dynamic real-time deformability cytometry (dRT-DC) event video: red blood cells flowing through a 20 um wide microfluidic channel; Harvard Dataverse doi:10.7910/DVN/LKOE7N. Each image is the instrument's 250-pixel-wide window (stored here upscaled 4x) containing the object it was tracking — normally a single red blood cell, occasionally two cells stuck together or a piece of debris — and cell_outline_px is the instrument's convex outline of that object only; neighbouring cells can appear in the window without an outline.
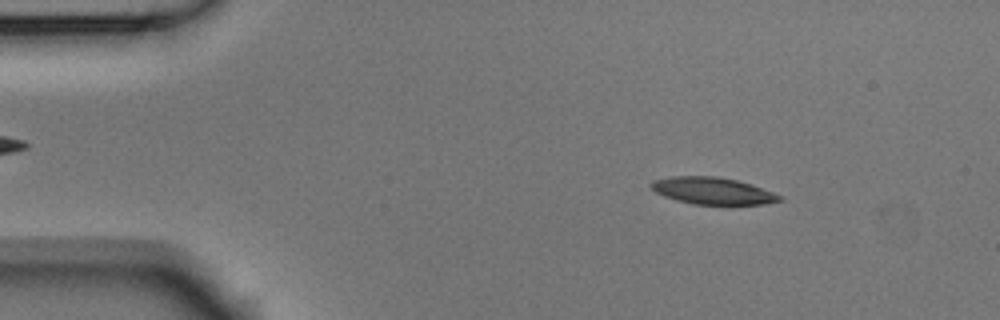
{"species": "Egyptian fruit bat (a non-hibernating species)", "species_latin": "Rousettus aegyptiacus", "temperature_condition": "room temperature", "stored_images_in_passage": 53, "camera_frame_rate_fps": 3000, "um_per_image_px": 0.085, "animal": {"sex": "male"}, "frame": {"image": 1, "passage_image": 7, "time_ms": 2.0, "image_size_px": [1000, 320], "cell_outline_px": [[784, 200], [764, 204], [692, 204], [676, 200], [664, 196], [656, 192], [648, 184], [652, 180], [672, 176], [716, 176], [736, 180], [784, 196]], "centroid_in_image_um": [60.54, 16.22], "position_along_channel_um": 24.5, "area_um2": 20.06}}
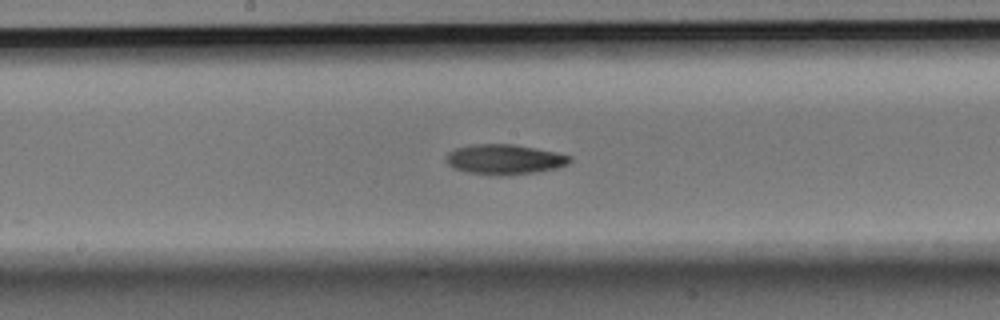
{"frame": {"image": 2, "passage_image": 27, "time_ms": 8.667, "image_size_px": [1000, 320], "cell_outline_px": [[572, 160], [568, 164], [560, 168], [508, 176], [500, 176], [468, 172], [452, 168], [448, 164], [448, 152], [456, 148], [472, 144], [512, 144], [556, 152], [572, 156]], "centroid_in_image_um": [42.92, 13.56], "position_along_channel_um": 205.3, "area_um2": 21.73}}
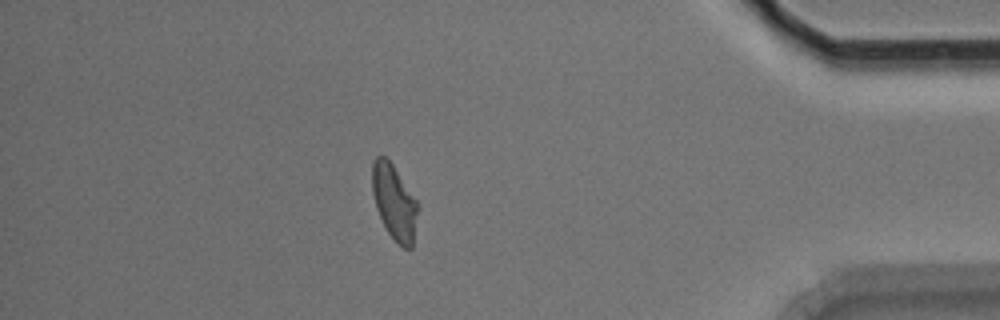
{"frame": {"image": 3, "passage_image": 46, "time_ms": 15.0, "image_size_px": [1000, 320], "cell_outline_px": [[416, 212], [412, 248], [404, 248], [388, 232], [376, 208], [372, 192], [372, 160], [376, 156], [384, 156], [392, 164], [416, 200]], "centroid_in_image_um": [33.46, 17.13], "position_along_channel_um": 401.7, "area_um2": 19.19}, "authors_computed_cell_mechanics": {"area_um2": 20.6924, "velocity_mm_per_s": 3.7422, "shape_relaxation_time_tau1_ms": 7.4883, "shape_relaxation_time_tau2_ms": 5.8995, "deformation_change_tau1": 0.1683, "deformation_change_tau2": 0.1124}}